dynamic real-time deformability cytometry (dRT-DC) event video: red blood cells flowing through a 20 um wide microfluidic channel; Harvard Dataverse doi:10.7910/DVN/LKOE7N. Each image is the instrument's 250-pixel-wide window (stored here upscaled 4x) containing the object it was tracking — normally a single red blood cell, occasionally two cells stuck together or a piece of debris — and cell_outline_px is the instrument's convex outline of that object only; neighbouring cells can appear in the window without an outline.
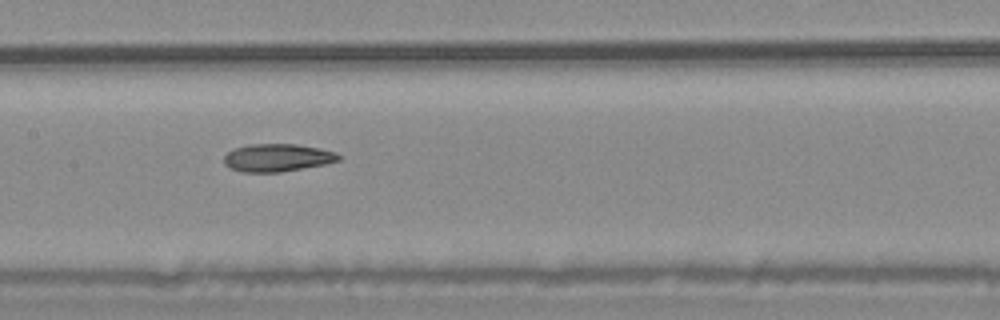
{"species": "common noctule bat (a hibernating species)", "species_latin": "Nyctalus noctula", "temperature_condition": "warm", "stored_images_in_passage": 9, "camera_frame_rate_fps": 3000, "um_per_image_px": 0.085, "animal": {"sex": "male", "body_mass_g": 20.4}, "frame": {"image": 1, "passage_image": 8, "time_ms": 2.333, "image_size_px": [1000, 320], "cell_outline_px": [[344, 156], [340, 160], [324, 164], [280, 172], [240, 172], [228, 168], [224, 164], [224, 156], [228, 152], [236, 148], [248, 144], [296, 144], [320, 148], [336, 152]], "centroid_in_image_um": [23.58, 13.4], "position_along_channel_um": 183.8, "area_um2": 18.67}}
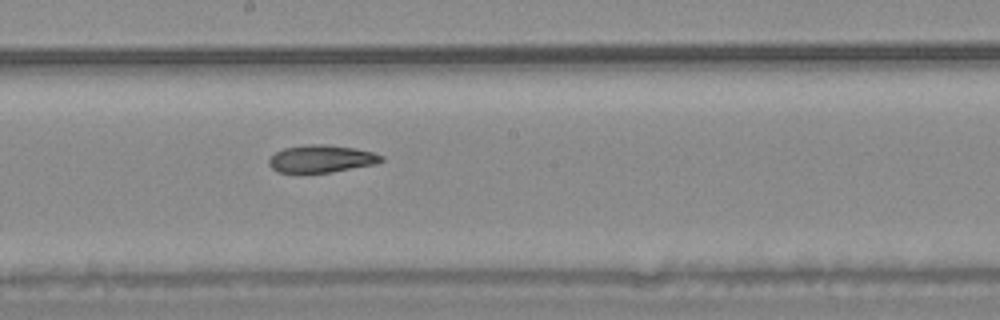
{"frame": {"image": 2, "passage_image": 9, "time_ms": 2.667, "image_size_px": [1000, 320], "cell_outline_px": [[384, 160], [376, 164], [332, 172], [276, 172], [268, 164], [268, 160], [276, 152], [284, 148], [304, 144], [324, 144], [356, 148], [372, 152], [384, 156]], "centroid_in_image_um": [27.33, 13.49], "position_along_channel_um": 220.9, "area_um2": 18.03}}